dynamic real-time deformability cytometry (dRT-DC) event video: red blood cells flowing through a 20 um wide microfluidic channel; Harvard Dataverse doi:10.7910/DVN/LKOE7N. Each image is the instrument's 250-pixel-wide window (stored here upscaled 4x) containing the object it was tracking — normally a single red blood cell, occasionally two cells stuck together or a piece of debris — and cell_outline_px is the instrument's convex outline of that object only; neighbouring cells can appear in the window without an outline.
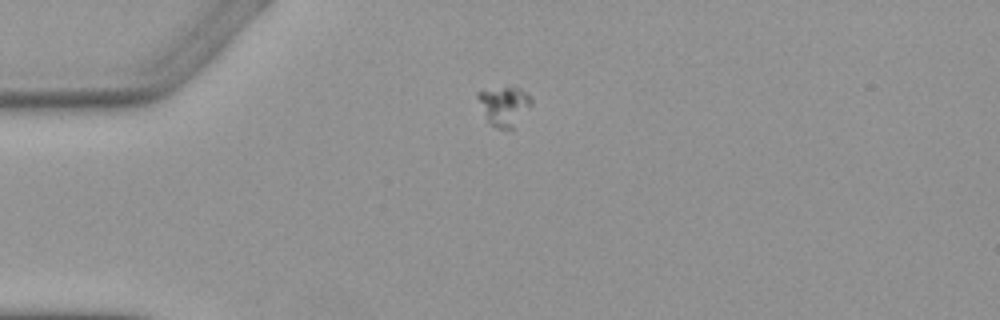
{"species": "Egyptian fruit bat (a non-hibernating species)", "species_latin": "Rousettus aegyptiacus", "temperature_condition": "warm", "stored_images_in_passage": 3, "camera_frame_rate_fps": 3000, "um_per_image_px": 0.085, "animal": {"sex": "female"}, "frame": {"image": 1, "passage_image": 1, "time_ms": 0.0, "image_size_px": [1000, 320], "cell_outline_px": [[532, 104], [512, 132], [508, 132], [496, 128], [488, 124], [484, 116], [476, 96], [476, 92], [504, 88], [520, 88], [532, 96]], "centroid_in_image_um": [42.87, 9.09], "position_along_channel_um": 42.1, "area_um2": 12.66}}
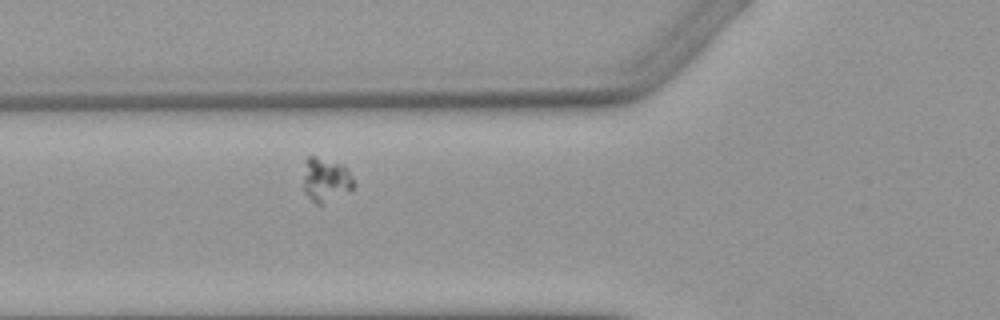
{"frame": {"image": 2, "passage_image": 3, "time_ms": 2.333, "image_size_px": [1000, 320], "cell_outline_px": [[356, 184], [348, 192], [320, 204], [316, 204], [304, 192], [304, 160], [308, 156], [316, 156], [340, 164], [348, 168]], "centroid_in_image_um": [27.69, 15.26], "position_along_channel_um": 98.1, "area_um2": 12.89}}